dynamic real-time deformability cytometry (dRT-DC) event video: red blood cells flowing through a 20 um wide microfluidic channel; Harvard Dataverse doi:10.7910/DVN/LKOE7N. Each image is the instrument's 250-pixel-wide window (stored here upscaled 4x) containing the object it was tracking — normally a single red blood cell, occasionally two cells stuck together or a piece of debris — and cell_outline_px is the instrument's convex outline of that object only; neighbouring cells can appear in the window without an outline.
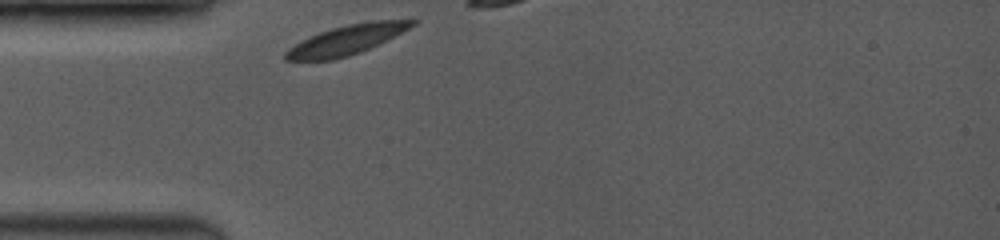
{"species": "common noctule bat (a hibernating species)", "species_latin": "Nyctalus noctula", "temperature_condition": "room temperature", "stored_images_in_passage": 8, "camera_frame_rate_fps": 3500, "um_per_image_px": 0.085, "animal": {"sex": "female", "body_mass_g": 19.0, "forearm_length_mm": 53.3}, "frame": {"image": 1, "passage_image": 1, "time_ms": 0.0, "image_size_px": [1000, 240], "cell_outline_px": [[420, 20], [416, 24], [360, 52], [348, 56], [332, 60], [284, 60], [284, 52], [288, 48], [320, 32], [332, 28], [348, 24], [376, 20]], "centroid_in_image_um": [29.41, 3.4], "position_along_channel_um": 55.6, "area_um2": 21.1}}
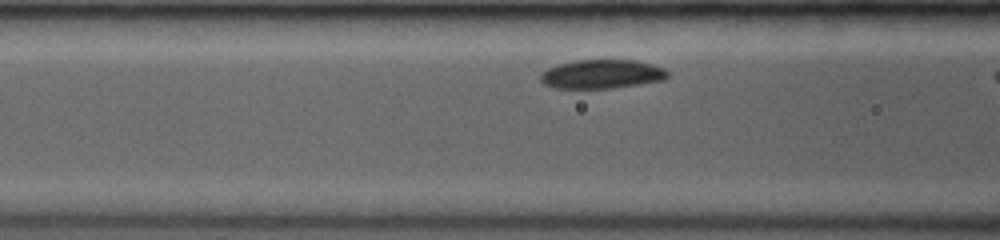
{"frame": {"image": 2, "passage_image": 7, "time_ms": 1.714, "image_size_px": [1000, 240], "cell_outline_px": [[668, 76], [664, 80], [612, 88], [556, 88], [544, 84], [540, 80], [540, 76], [548, 68], [560, 64], [576, 60], [636, 60], [652, 64], [664, 68], [668, 72]], "centroid_in_image_um": [51.18, 6.3], "position_along_channel_um": 115.4, "area_um2": 21.27}}